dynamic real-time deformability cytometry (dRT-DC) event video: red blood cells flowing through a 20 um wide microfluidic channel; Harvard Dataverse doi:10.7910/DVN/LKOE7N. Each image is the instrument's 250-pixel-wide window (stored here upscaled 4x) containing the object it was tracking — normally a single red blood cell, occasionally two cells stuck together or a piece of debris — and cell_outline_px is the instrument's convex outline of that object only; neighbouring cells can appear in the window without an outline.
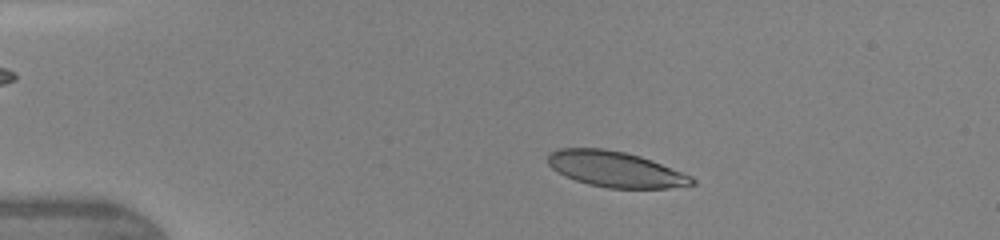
{"species": "human", "species_latin": "Homo sapiens", "temperature_condition": "warm", "stored_images_in_passage": 45, "camera_frame_rate_fps": 3000, "um_per_image_px": 0.085, "donor": {"sex": "female"}, "frame": {"image": 1, "passage_image": 8, "time_ms": 2.333, "image_size_px": [1000, 240], "cell_outline_px": [[696, 184], [668, 188], [608, 188], [588, 184], [564, 176], [552, 168], [548, 164], [548, 156], [552, 152], [560, 148], [604, 148], [624, 152], [640, 156], [652, 160], [692, 176], [696, 180]], "centroid_in_image_um": [52.33, 14.39], "position_along_channel_um": 32.7, "area_um2": 29.88}}
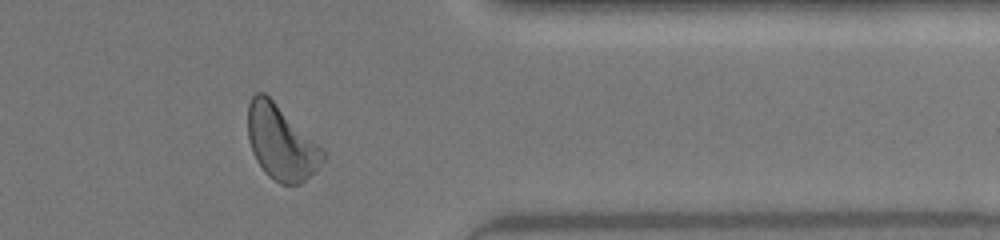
{"frame": {"image": 2, "passage_image": 37, "time_ms": 12.0, "image_size_px": [1000, 240], "cell_outline_px": [[324, 160], [316, 172], [300, 184], [280, 184], [272, 180], [264, 172], [256, 160], [252, 152], [248, 140], [248, 104], [252, 96], [256, 92], [264, 92], [324, 152]], "centroid_in_image_um": [23.85, 12.17], "position_along_channel_um": 387.6, "area_um2": 31.96}}
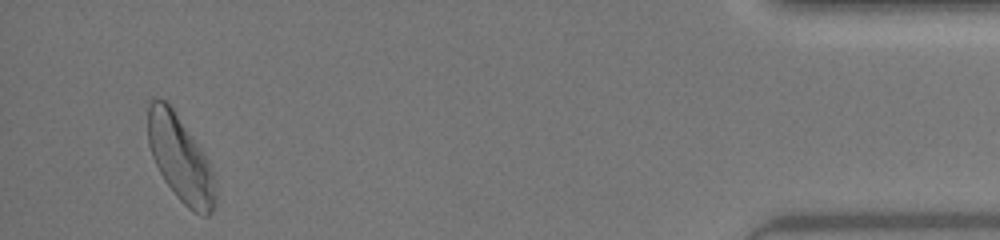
{"frame": {"image": 3, "passage_image": 43, "time_ms": 14.0, "image_size_px": [1000, 240], "cell_outline_px": [[216, 204], [212, 212], [208, 216], [204, 216], [188, 208], [176, 196], [164, 180], [152, 156], [148, 144], [148, 100], [152, 96], [168, 100], [204, 152], [212, 168], [216, 188]], "centroid_in_image_um": [15.33, 13.43], "position_along_channel_um": 419.9, "area_um2": 34.33}, "authors_computed_cell_mechanics": {"area_um2": 31.6744, "velocity_mm_per_s": 4.3848, "shape_relaxation_time_tau1_ms": 3.6825, "shape_relaxation_time_tau2_ms": 1.1248, "deformation_change_tau1": 0.1581, "deformation_change_tau2": 0.0795}}